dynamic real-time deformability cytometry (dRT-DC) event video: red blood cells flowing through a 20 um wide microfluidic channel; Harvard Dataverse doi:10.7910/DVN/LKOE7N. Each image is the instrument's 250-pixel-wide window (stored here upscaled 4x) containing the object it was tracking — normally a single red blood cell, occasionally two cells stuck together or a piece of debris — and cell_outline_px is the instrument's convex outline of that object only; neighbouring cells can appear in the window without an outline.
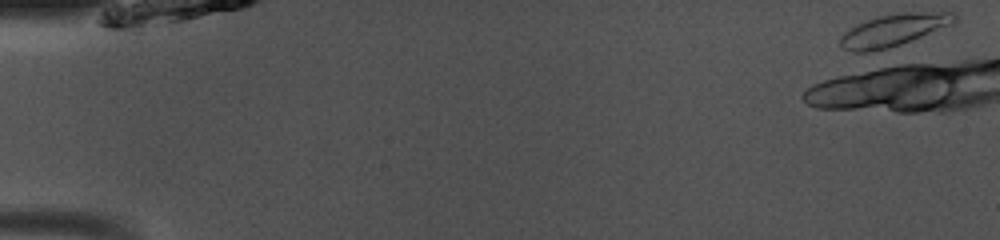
{"species": "common noctule bat (a hibernating species)", "species_latin": "Nyctalus noctula", "temperature_condition": "room temperature", "stored_images_in_passage": 1, "camera_frame_rate_fps": 3000, "um_per_image_px": 0.085, "animal": {"sex": "male", "body_mass_g": 13.0, "forearm_length_mm": 53.1}, "frame": {"image": 1, "passage_image": 1, "time_ms": 0.0, "image_size_px": [1000, 240], "cell_outline_px": [[956, 24], [880, 52], [852, 52], [844, 48], [840, 44], [840, 36], [844, 32], [856, 24], [880, 16], [904, 12], [956, 12]], "centroid_in_image_um": [76.0, 2.58], "position_along_channel_um": 9.0, "area_um2": 21.79}}